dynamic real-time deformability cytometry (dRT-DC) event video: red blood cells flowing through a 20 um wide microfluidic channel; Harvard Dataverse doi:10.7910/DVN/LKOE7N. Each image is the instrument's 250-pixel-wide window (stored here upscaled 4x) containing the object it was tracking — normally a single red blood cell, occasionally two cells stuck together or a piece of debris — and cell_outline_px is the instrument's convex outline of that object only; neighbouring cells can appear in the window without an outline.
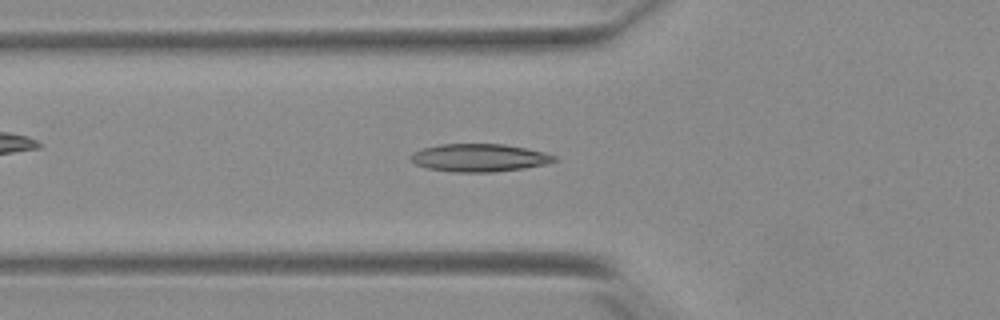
{"species": "Egyptian fruit bat (a non-hibernating species)", "species_latin": "Rousettus aegyptiacus", "temperature_condition": "warm", "stored_images_in_passage": 51, "camera_frame_rate_fps": 3000, "um_per_image_px": 0.085, "animal": {"sex": "female"}, "frame": {"image": 1, "passage_image": 19, "time_ms": 6.0, "image_size_px": [1000, 320], "cell_outline_px": [[556, 160], [544, 164], [524, 168], [492, 172], [452, 172], [428, 168], [416, 164], [408, 156], [412, 152], [424, 148], [440, 144], [504, 144], [544, 152], [556, 156]], "centroid_in_image_um": [40.7, 13.41], "position_along_channel_um": 85.1, "area_um2": 23.12}}
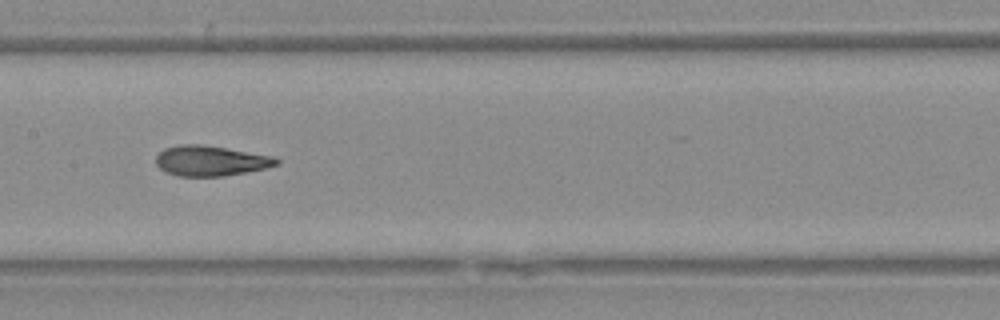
{"frame": {"image": 2, "passage_image": 27, "time_ms": 8.667, "image_size_px": [1000, 320], "cell_outline_px": [[280, 164], [264, 168], [224, 176], [176, 176], [164, 172], [156, 164], [156, 156], [164, 148], [180, 144], [204, 144], [272, 156], [280, 160]], "centroid_in_image_um": [17.87, 13.66], "position_along_channel_um": 189.5, "area_um2": 21.27}}
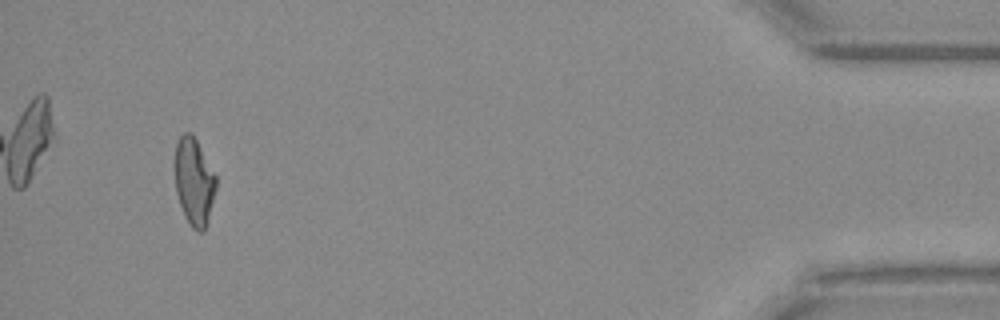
{"frame": {"image": 3, "passage_image": 50, "time_ms": 16.333, "image_size_px": [1000, 320], "cell_outline_px": [[216, 188], [208, 220], [204, 232], [196, 232], [192, 228], [184, 216], [176, 192], [176, 144], [180, 136], [184, 132], [192, 132], [216, 176]], "centroid_in_image_um": [16.51, 15.47], "position_along_channel_um": 418.7, "area_um2": 20.75}}